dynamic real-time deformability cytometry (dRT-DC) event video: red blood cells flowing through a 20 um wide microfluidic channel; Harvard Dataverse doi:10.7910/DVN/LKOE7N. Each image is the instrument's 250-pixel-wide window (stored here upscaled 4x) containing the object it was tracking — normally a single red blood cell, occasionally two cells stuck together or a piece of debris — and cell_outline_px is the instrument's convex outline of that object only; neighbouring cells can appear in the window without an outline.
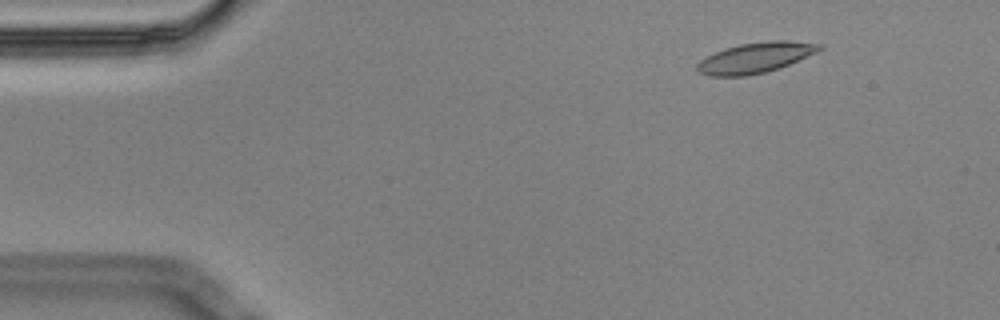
{"species": "Egyptian fruit bat (a non-hibernating species)", "species_latin": "Rousettus aegyptiacus", "temperature_condition": "cold", "stored_images_in_passage": 4, "camera_frame_rate_fps": 3000, "um_per_image_px": 0.085, "animal": {"sex": "male"}, "frame": {"image": 1, "passage_image": 2, "time_ms": 0.333, "image_size_px": [1000, 320], "cell_outline_px": [[824, 48], [816, 52], [780, 68], [748, 76], [708, 76], [696, 72], [696, 64], [700, 60], [724, 48], [740, 44], [768, 40], [788, 40], [824, 44]], "centroid_in_image_um": [64.2, 4.9], "position_along_channel_um": 20.8, "area_um2": 21.85}}
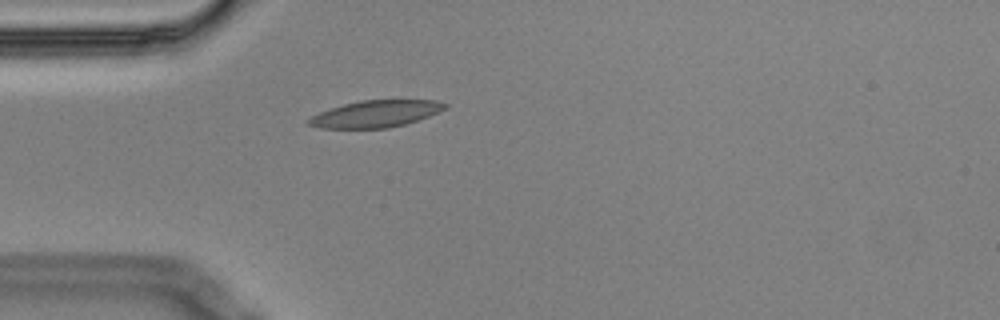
{"frame": {"image": 2, "passage_image": 4, "time_ms": 1.0, "image_size_px": [1000, 320], "cell_outline_px": [[448, 108], [428, 116], [404, 124], [388, 128], [320, 128], [308, 124], [308, 120], [312, 116], [320, 112], [344, 104], [360, 100], [436, 100], [448, 104]], "centroid_in_image_um": [31.96, 9.67], "position_along_channel_um": 53.0, "area_um2": 21.1}}